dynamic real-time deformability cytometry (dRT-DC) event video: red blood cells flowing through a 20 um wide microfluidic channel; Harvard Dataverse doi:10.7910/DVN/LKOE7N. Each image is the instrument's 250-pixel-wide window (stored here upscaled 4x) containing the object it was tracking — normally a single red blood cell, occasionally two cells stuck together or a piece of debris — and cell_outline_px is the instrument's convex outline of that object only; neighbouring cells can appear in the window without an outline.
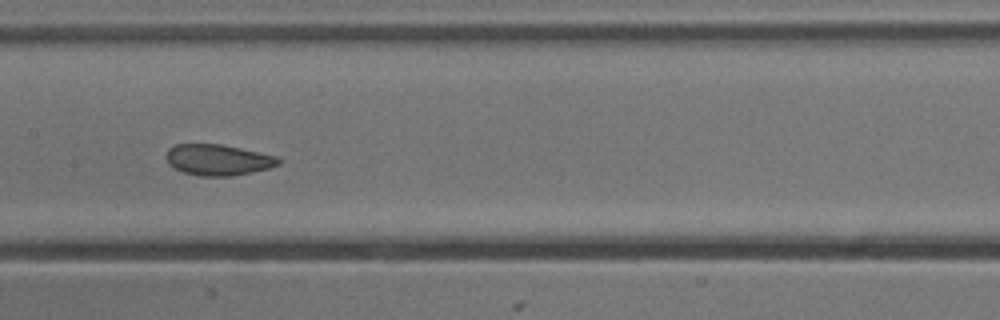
{"species": "common noctule bat (a hibernating species)", "species_latin": "Nyctalus noctula", "temperature_condition": "cold", "stored_images_in_passage": 10, "camera_frame_rate_fps": 3000, "um_per_image_px": 0.085, "animal": {"sex": "male", "body_mass_g": 13.3}, "frame": {"image": 1, "passage_image": 9, "time_ms": 2.667, "image_size_px": [1000, 320], "cell_outline_px": [[280, 164], [268, 168], [252, 172], [232, 176], [200, 176], [184, 172], [172, 168], [168, 164], [164, 156], [168, 148], [176, 144], [220, 144], [240, 148], [276, 156], [280, 160]], "centroid_in_image_um": [18.47, 13.59], "position_along_channel_um": 188.9, "area_um2": 20.35}}
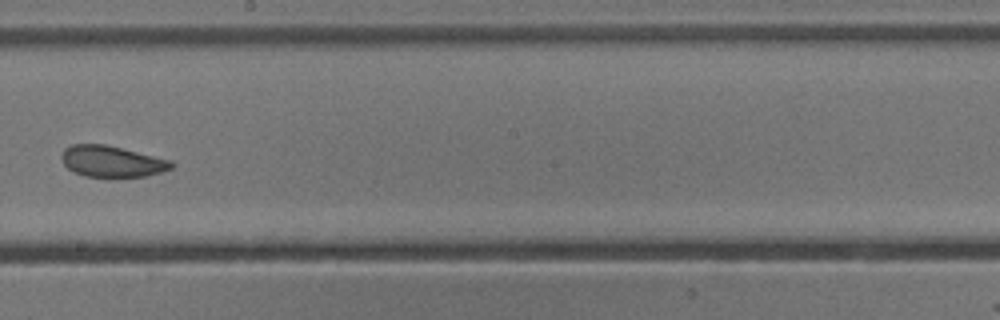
{"frame": {"image": 2, "passage_image": 10, "time_ms": 3.0, "image_size_px": [1000, 320], "cell_outline_px": [[176, 164], [172, 168], [160, 172], [144, 176], [84, 176], [72, 172], [64, 164], [60, 156], [64, 148], [72, 144], [108, 144], [172, 160]], "centroid_in_image_um": [9.5, 13.7], "position_along_channel_um": 238.7, "area_um2": 20.11}}